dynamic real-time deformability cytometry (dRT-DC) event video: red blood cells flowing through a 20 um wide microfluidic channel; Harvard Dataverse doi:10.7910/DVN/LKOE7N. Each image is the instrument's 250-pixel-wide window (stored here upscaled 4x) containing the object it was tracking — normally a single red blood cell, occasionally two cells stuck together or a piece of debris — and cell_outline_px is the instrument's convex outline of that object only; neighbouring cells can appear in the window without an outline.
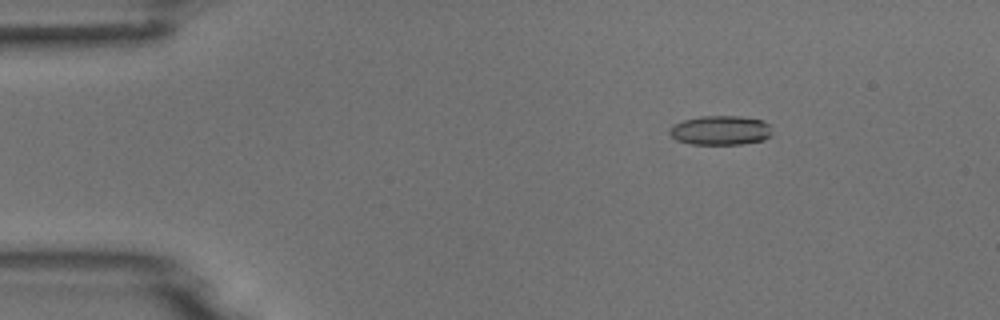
{"species": "common noctule bat (a hibernating species)", "species_latin": "Nyctalus noctula", "temperature_condition": "room temperature", "stored_images_in_passage": 5, "camera_frame_rate_fps": 3000, "um_per_image_px": 0.085, "animal": {"sex": "male", "body_mass_g": 18.8}, "frame": {"image": 1, "passage_image": 3, "time_ms": 2.333, "image_size_px": [1000, 320], "cell_outline_px": [[772, 136], [764, 140], [740, 144], [692, 144], [676, 140], [668, 132], [668, 128], [672, 124], [684, 120], [700, 116], [740, 116], [760, 120], [768, 124], [772, 132]], "centroid_in_image_um": [61.22, 11.08], "position_along_channel_um": 23.8, "area_um2": 17.63}}
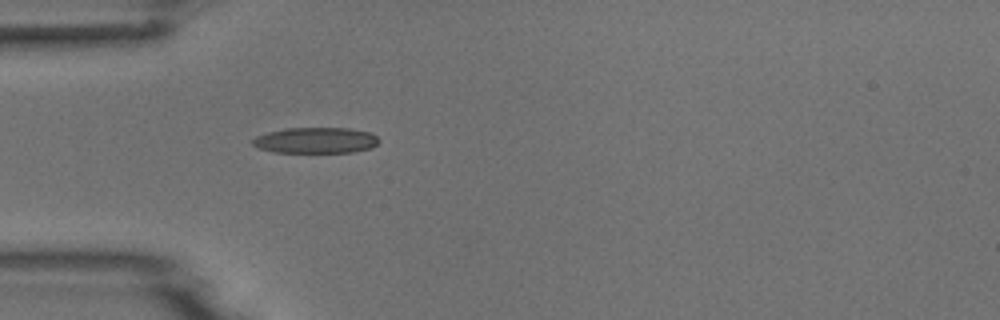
{"frame": {"image": 2, "passage_image": 5, "time_ms": 5.0, "image_size_px": [1000, 320], "cell_outline_px": [[380, 140], [372, 148], [352, 152], [272, 152], [260, 148], [252, 144], [252, 140], [256, 136], [268, 132], [284, 128], [348, 128], [372, 132]], "centroid_in_image_um": [26.86, 11.92], "position_along_channel_um": 58.1, "area_um2": 19.07}}